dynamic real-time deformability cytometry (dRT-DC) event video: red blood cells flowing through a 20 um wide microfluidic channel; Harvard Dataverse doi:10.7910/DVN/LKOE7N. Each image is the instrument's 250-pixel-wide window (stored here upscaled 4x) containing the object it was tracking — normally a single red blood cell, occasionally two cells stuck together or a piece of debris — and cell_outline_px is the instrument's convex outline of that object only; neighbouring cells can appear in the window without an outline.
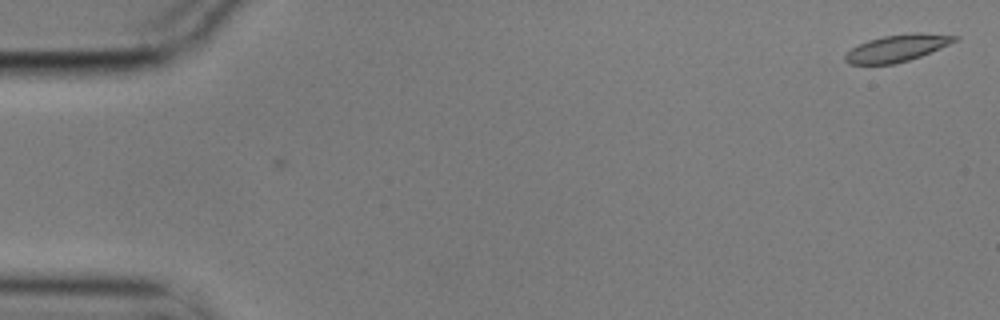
{"species": "common noctule bat (a hibernating species)", "species_latin": "Nyctalus noctula", "temperature_condition": "cold", "stored_images_in_passage": 15, "camera_frame_rate_fps": 3000, "um_per_image_px": 0.085, "animal": {"sex": "male", "body_mass_g": 17.9}, "frame": {"image": 1, "passage_image": 1, "time_ms": 0.0, "image_size_px": [1000, 320], "cell_outline_px": [[960, 36], [956, 40], [940, 48], [920, 56], [896, 64], [848, 64], [844, 60], [844, 56], [852, 48], [868, 40], [884, 36], [916, 32], [920, 32]], "centroid_in_image_um": [76.24, 4.09], "position_along_channel_um": 8.8, "area_um2": 16.99}}
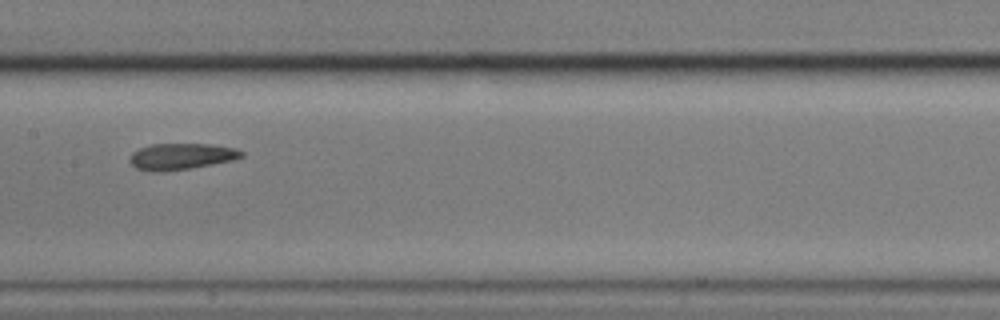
{"frame": {"image": 2, "passage_image": 8, "time_ms": 2.333, "image_size_px": [1000, 320], "cell_outline_px": [[244, 156], [236, 160], [164, 172], [152, 172], [136, 168], [128, 160], [132, 152], [140, 148], [152, 144], [208, 144], [236, 148], [244, 152]], "centroid_in_image_um": [15.41, 13.3], "position_along_channel_um": 192.0, "area_um2": 17.22}}
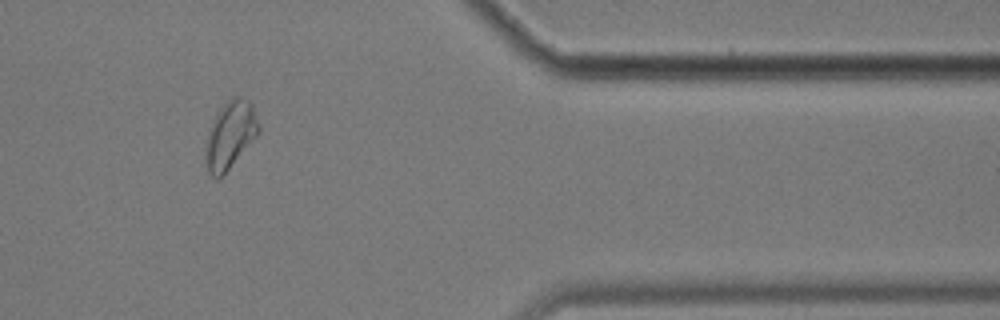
{"frame": {"image": 3, "passage_image": 13, "time_ms": 4.0, "image_size_px": [1000, 320], "cell_outline_px": [[260, 132], [224, 176], [216, 180], [208, 172], [204, 160], [204, 148], [208, 132], [216, 112], [232, 96], [240, 96], [248, 100], [252, 104], [260, 124]], "centroid_in_image_um": [19.55, 11.51], "position_along_channel_um": 391.8, "area_um2": 21.44}}